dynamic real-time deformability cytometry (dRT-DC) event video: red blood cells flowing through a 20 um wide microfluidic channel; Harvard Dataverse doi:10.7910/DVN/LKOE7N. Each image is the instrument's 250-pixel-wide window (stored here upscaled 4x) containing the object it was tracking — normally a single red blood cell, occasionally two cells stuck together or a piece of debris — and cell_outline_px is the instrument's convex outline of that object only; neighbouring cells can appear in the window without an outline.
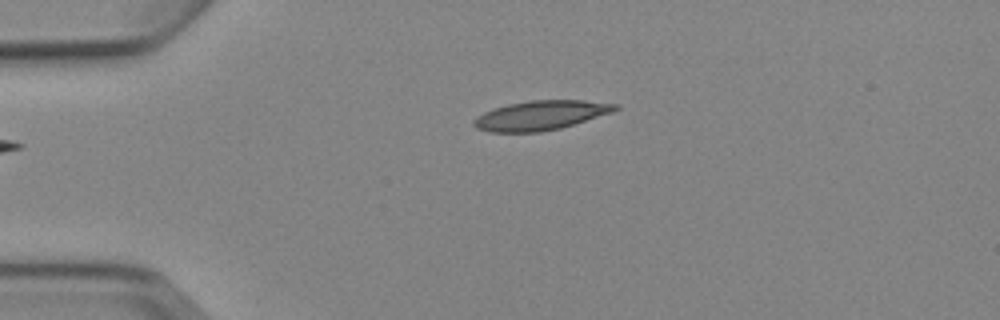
{"species": "Egyptian fruit bat (a non-hibernating species)", "species_latin": "Rousettus aegyptiacus", "temperature_condition": "cold", "stored_images_in_passage": 3, "camera_frame_rate_fps": 3000, "um_per_image_px": 0.085, "animal": {"sex": "female"}, "frame": {"image": 1, "passage_image": 3, "time_ms": 2.333, "image_size_px": [1000, 320], "cell_outline_px": [[620, 108], [612, 112], [560, 128], [540, 132], [492, 132], [476, 128], [472, 124], [472, 120], [476, 116], [492, 108], [508, 104], [532, 100], [584, 100], [620, 104]], "centroid_in_image_um": [45.94, 9.8], "position_along_channel_um": 39.1, "area_um2": 24.28}}